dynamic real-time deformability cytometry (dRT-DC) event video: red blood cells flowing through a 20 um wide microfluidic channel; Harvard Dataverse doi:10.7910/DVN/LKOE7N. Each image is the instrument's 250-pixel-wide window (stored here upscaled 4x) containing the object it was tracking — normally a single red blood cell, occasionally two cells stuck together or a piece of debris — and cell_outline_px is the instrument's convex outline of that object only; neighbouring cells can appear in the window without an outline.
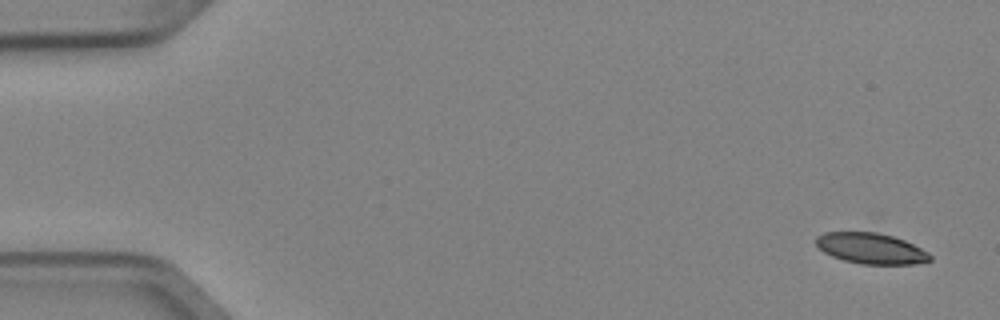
{"species": "Egyptian fruit bat (a non-hibernating species)", "species_latin": "Rousettus aegyptiacus", "temperature_condition": "cold", "stored_images_in_passage": 7, "camera_frame_rate_fps": 3000, "um_per_image_px": 0.085, "animal": {"sex": "female"}, "frame": {"image": 1, "passage_image": 1, "time_ms": 0.0, "image_size_px": [1000, 320], "cell_outline_px": [[932, 260], [912, 264], [864, 264], [844, 260], [832, 256], [824, 252], [816, 244], [816, 236], [824, 232], [876, 232], [892, 236], [904, 240], [928, 252], [932, 256]], "centroid_in_image_um": [74.03, 21.11], "position_along_channel_um": 11.0, "area_um2": 20.29}}
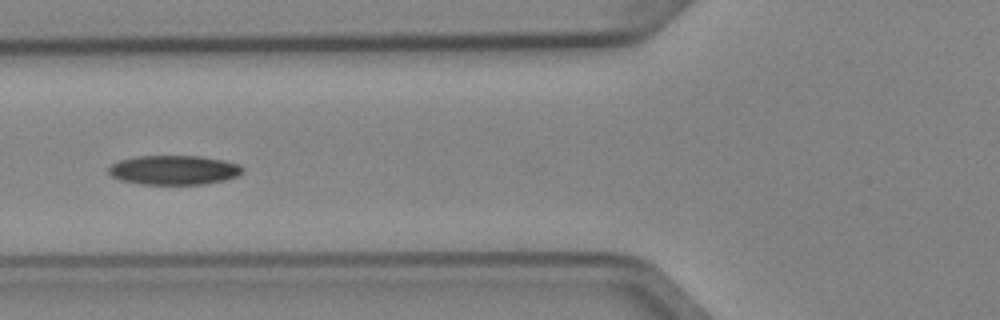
{"frame": {"image": 2, "passage_image": 6, "time_ms": 1.667, "image_size_px": [1000, 320], "cell_outline_px": [[244, 172], [240, 176], [224, 180], [204, 184], [140, 184], [120, 180], [112, 176], [108, 172], [108, 168], [112, 164], [120, 160], [136, 156], [200, 156], [240, 164], [244, 168]], "centroid_in_image_um": [14.8, 14.45], "position_along_channel_um": 111.0, "area_um2": 23.0}}
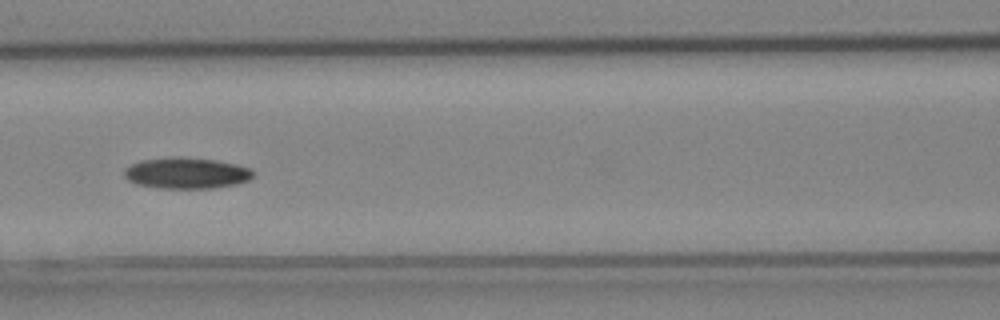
{"frame": {"image": 3, "passage_image": 7, "time_ms": 2.0, "image_size_px": [1000, 320], "cell_outline_px": [[256, 172], [248, 180], [236, 184], [216, 188], [156, 188], [136, 184], [128, 180], [124, 176], [124, 168], [140, 160], [216, 160], [236, 164], [252, 168]], "centroid_in_image_um": [15.89, 14.77], "position_along_channel_um": 150.7, "area_um2": 22.54}}